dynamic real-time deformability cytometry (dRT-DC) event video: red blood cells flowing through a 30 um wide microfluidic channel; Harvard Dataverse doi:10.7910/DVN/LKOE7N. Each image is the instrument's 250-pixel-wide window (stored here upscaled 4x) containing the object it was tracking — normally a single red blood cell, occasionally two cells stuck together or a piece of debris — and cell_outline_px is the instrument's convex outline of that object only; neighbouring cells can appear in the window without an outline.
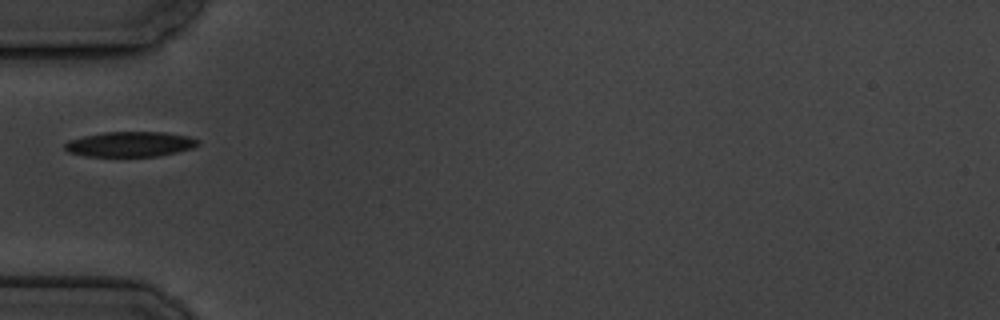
{"species": "common noctule bat (a hibernating species)", "species_latin": "Nyctalus noctula", "temperature_condition": "cold", "stored_images_in_passage": 8, "camera_frame_rate_fps": 3000, "um_per_image_px": 0.085, "animal": {"sex": "male", "body_mass_g": 19.5, "forearm_length_mm": 54.6}, "frame": {"image": 1, "passage_image": 1, "time_ms": 0.0, "image_size_px": [1000, 320], "cell_outline_px": [[200, 144], [192, 148], [176, 152], [156, 156], [84, 156], [68, 152], [64, 148], [64, 144], [68, 140], [84, 136], [104, 132], [164, 132], [188, 136], [200, 140]], "centroid_in_image_um": [11.05, 12.25], "position_along_channel_um": 73.9, "area_um2": 19.48}}
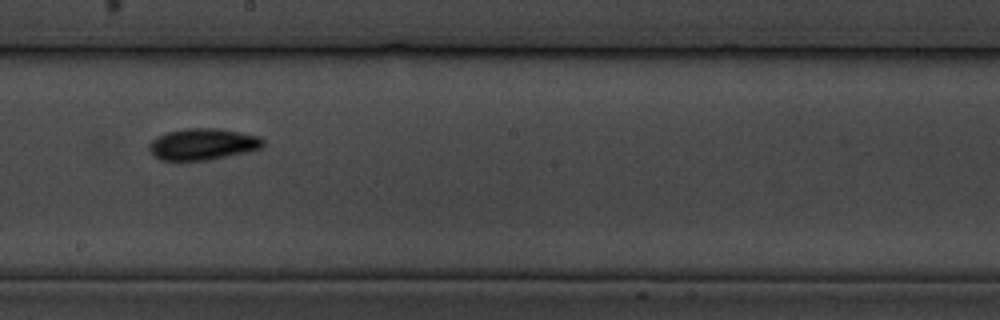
{"frame": {"image": 2, "passage_image": 5, "time_ms": 4.667, "image_size_px": [1000, 320], "cell_outline_px": [[264, 144], [260, 148], [244, 152], [208, 160], [160, 160], [148, 148], [148, 144], [156, 136], [168, 132], [184, 128], [216, 128], [240, 132], [260, 136], [264, 140]], "centroid_in_image_um": [17.22, 12.24], "position_along_channel_um": 231.0, "area_um2": 20.75}}
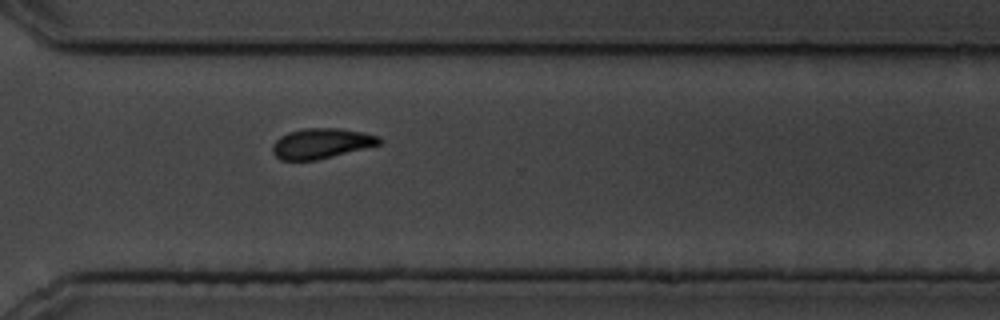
{"frame": {"image": 3, "passage_image": 8, "time_ms": 8.0, "image_size_px": [1000, 320], "cell_outline_px": [[384, 140], [380, 144], [316, 160], [280, 160], [272, 152], [272, 144], [280, 136], [288, 132], [304, 128], [340, 128], [364, 132], [380, 136]], "centroid_in_image_um": [27.31, 12.18], "position_along_channel_um": 343.3, "area_um2": 18.84}}